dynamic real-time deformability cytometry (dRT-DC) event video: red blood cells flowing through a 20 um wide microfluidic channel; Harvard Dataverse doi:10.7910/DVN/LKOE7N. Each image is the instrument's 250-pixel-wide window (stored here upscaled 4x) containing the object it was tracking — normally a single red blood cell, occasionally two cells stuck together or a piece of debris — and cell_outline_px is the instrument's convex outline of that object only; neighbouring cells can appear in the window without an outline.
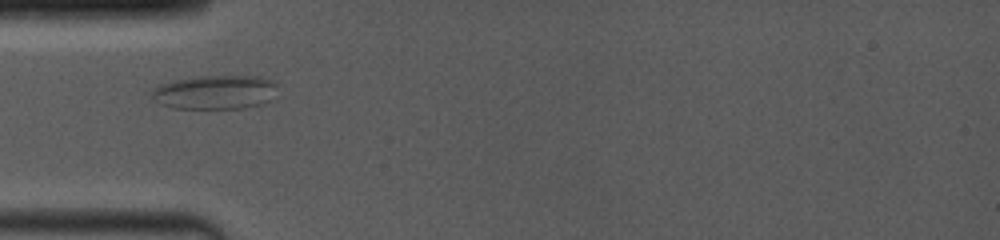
{"species": "common noctule bat (a hibernating species)", "species_latin": "Nyctalus noctula", "temperature_condition": "room temperature", "stored_images_in_passage": 27, "camera_frame_rate_fps": 4000, "um_per_image_px": 0.085, "animal": {"sex": "female", "body_mass_g": 19.0, "forearm_length_mm": 53.3}, "frame": {"image": 1, "passage_image": 5, "time_ms": 1.0, "image_size_px": [1000, 240], "cell_outline_px": [[276, 84], [268, 100], [260, 104], [244, 108], [172, 108], [160, 104], [152, 100], [148, 92], [156, 84], [172, 80], [200, 76], [260, 76]], "centroid_in_image_um": [18.11, 7.83], "position_along_channel_um": 66.9, "area_um2": 24.97}}